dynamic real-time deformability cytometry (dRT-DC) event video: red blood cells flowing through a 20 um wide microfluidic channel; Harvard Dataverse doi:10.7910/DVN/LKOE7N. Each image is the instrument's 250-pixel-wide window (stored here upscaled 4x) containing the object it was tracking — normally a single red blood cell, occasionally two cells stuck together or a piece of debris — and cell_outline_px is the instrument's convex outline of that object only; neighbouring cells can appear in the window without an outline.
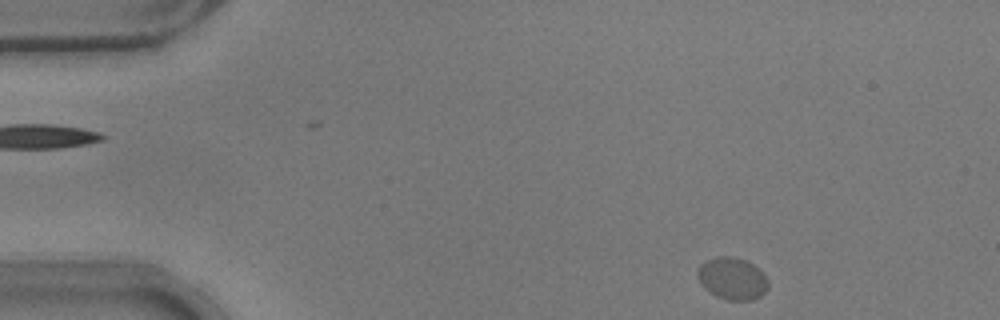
{"species": "common noctule bat (a hibernating species)", "species_latin": "Nyctalus noctula", "temperature_condition": "warm", "stored_images_in_passage": 2, "camera_frame_rate_fps": 3000, "um_per_image_px": 0.085, "animal": {"sex": "male", "body_mass_g": 17.9}, "frame": {"image": 1, "passage_image": 2, "time_ms": 0.333, "image_size_px": [1000, 320], "cell_outline_px": [[768, 288], [760, 296], [752, 300], [728, 300], [716, 296], [708, 292], [700, 284], [696, 276], [696, 272], [700, 264], [716, 256], [732, 256], [748, 260], [760, 268], [764, 272], [768, 280]], "centroid_in_image_um": [62.24, 23.66], "position_along_channel_um": 22.8, "area_um2": 17.8}}